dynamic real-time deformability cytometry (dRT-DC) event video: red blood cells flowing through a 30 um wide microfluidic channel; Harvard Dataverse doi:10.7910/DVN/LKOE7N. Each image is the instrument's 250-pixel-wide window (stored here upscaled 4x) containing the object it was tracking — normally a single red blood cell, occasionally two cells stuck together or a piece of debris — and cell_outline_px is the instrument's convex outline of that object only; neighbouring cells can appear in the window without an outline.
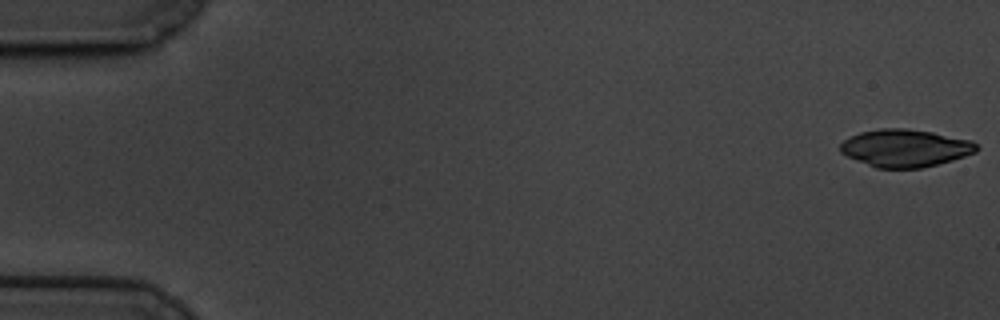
{"species": "common noctule bat (a hibernating species)", "species_latin": "Nyctalus noctula", "temperature_condition": "cold", "stored_images_in_passage": 59, "camera_frame_rate_fps": 3000, "um_per_image_px": 0.085, "animal": {"sex": "male", "body_mass_g": 19.5, "forearm_length_mm": 54.6}, "frame": {"image": 1, "passage_image": 1, "time_ms": 0.0, "image_size_px": [1000, 320], "cell_outline_px": [[980, 148], [976, 152], [952, 160], [920, 168], [876, 168], [856, 160], [840, 152], [840, 144], [844, 140], [860, 132], [880, 128], [908, 128], [932, 132], [972, 140]], "centroid_in_image_um": [76.95, 12.58], "position_along_channel_um": 8.1, "area_um2": 29.77}}